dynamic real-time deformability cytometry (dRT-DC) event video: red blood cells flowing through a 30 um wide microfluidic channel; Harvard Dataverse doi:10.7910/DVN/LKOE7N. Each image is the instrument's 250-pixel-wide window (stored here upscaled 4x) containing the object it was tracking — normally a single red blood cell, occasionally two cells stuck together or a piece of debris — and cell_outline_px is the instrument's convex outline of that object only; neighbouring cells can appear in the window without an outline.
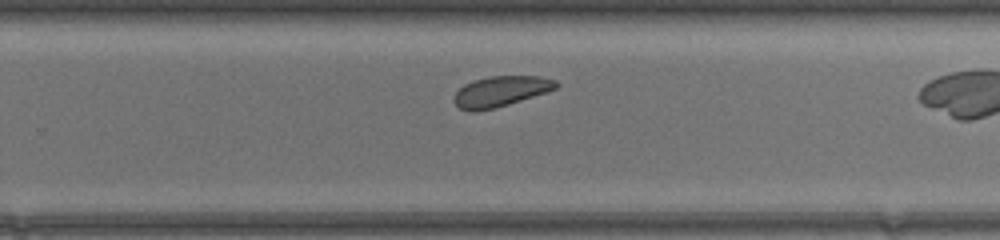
{"species": "common noctule bat (a hibernating species)", "species_latin": "Nyctalus noctula", "temperature_condition": "warm", "stored_images_in_passage": 26, "camera_frame_rate_fps": 3000, "um_per_image_px": 0.085, "animal": {"sex": "female", "body_mass_g": 17.0, "forearm_length_mm": 48.0}, "frame": {"image": 1, "passage_image": 19, "time_ms": 6.0, "image_size_px": [1000, 240], "cell_outline_px": [[560, 84], [556, 88], [548, 92], [508, 104], [492, 108], [472, 112], [460, 108], [452, 100], [456, 92], [464, 84], [472, 80], [488, 76], [540, 76], [556, 80]], "centroid_in_image_um": [42.56, 7.75], "position_along_channel_um": 287.2, "area_um2": 18.15}}
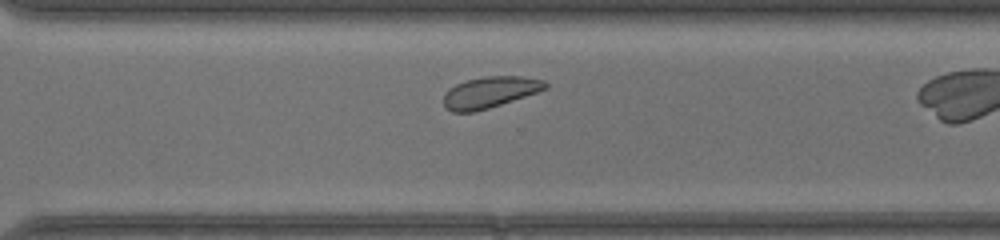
{"frame": {"image": 2, "passage_image": 22, "time_ms": 7.0, "image_size_px": [1000, 240], "cell_outline_px": [[548, 88], [488, 108], [472, 112], [452, 112], [444, 108], [444, 92], [448, 88], [456, 84], [468, 80], [484, 76], [520, 76], [544, 80], [548, 84]], "centroid_in_image_um": [41.6, 7.84], "position_along_channel_um": 329.0, "area_um2": 18.38}}